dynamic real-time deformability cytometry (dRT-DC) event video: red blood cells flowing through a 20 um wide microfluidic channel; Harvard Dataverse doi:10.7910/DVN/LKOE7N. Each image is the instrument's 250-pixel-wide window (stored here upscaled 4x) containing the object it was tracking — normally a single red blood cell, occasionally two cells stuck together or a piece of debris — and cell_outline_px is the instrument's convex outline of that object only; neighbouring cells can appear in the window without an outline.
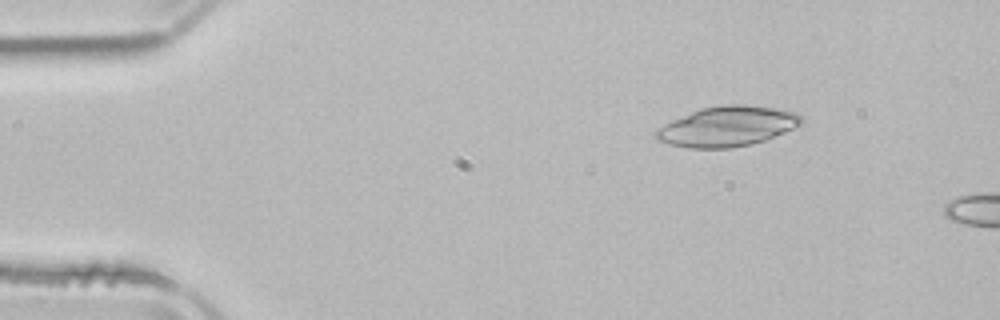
{"species": "common noctule bat (a hibernating species)", "species_latin": "Nyctalus noctula", "temperature_condition": "room temperature", "stored_images_in_passage": 2, "camera_frame_rate_fps": 3000, "um_per_image_px": 0.085, "animal": {"sex": "male", "body_mass_g": 21.5, "forearm_length_mm": 52.0}, "frame": {"image": 1, "passage_image": 1, "time_ms": 0.0, "image_size_px": [1000, 320], "cell_outline_px": [[804, 120], [800, 124], [784, 132], [764, 140], [732, 148], [688, 148], [668, 144], [656, 140], [652, 136], [652, 132], [656, 128], [664, 124], [700, 108], [724, 104], [744, 104], [776, 108], [796, 112]], "centroid_in_image_um": [61.75, 10.74], "position_along_channel_um": 23.2, "area_um2": 33.99}}